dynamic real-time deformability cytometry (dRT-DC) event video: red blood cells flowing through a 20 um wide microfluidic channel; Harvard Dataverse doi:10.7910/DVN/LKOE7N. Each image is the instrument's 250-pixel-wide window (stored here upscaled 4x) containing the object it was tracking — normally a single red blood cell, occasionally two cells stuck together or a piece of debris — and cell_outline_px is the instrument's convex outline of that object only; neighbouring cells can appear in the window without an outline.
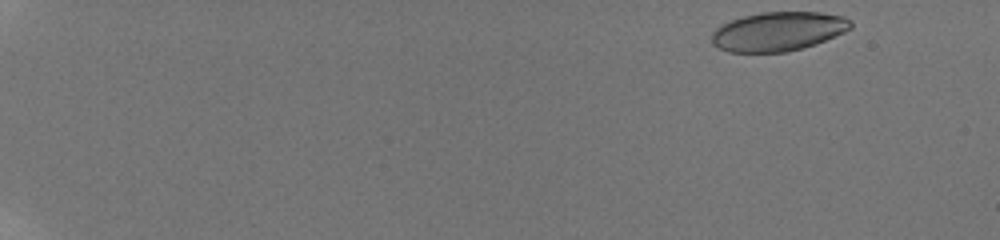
{"species": "human", "species_latin": "Homo sapiens", "temperature_condition": "room temperature", "stored_images_in_passage": 18, "camera_frame_rate_fps": 3000, "um_per_image_px": 0.085, "donor": {"sex": "male"}, "frame": {"image": 1, "passage_image": 1, "time_ms": 0.0, "image_size_px": [1000, 240], "cell_outline_px": [[852, 28], [844, 32], [816, 44], [788, 52], [728, 52], [716, 48], [712, 44], [712, 32], [720, 24], [744, 16], [760, 12], [820, 12], [844, 16], [852, 20]], "centroid_in_image_um": [66.14, 2.67], "position_along_channel_um": 18.9, "area_um2": 31.96}}
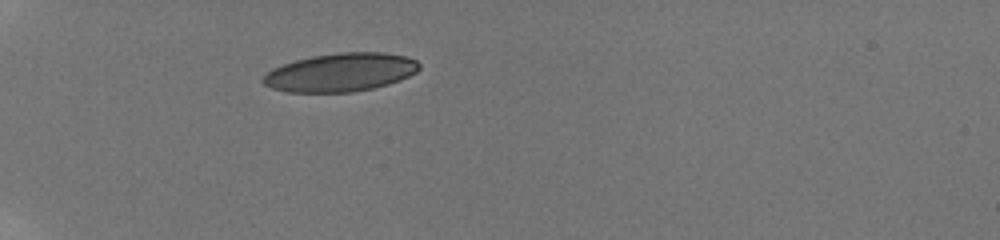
{"frame": {"image": 2, "passage_image": 16, "time_ms": 5.0, "image_size_px": [1000, 240], "cell_outline_px": [[420, 68], [416, 72], [400, 80], [388, 84], [372, 88], [352, 92], [288, 92], [272, 88], [264, 84], [260, 80], [272, 68], [296, 60], [312, 56], [340, 52], [384, 52], [408, 56], [416, 60], [420, 64]], "centroid_in_image_um": [28.97, 6.14], "position_along_channel_um": 56.0, "area_um2": 34.97}}